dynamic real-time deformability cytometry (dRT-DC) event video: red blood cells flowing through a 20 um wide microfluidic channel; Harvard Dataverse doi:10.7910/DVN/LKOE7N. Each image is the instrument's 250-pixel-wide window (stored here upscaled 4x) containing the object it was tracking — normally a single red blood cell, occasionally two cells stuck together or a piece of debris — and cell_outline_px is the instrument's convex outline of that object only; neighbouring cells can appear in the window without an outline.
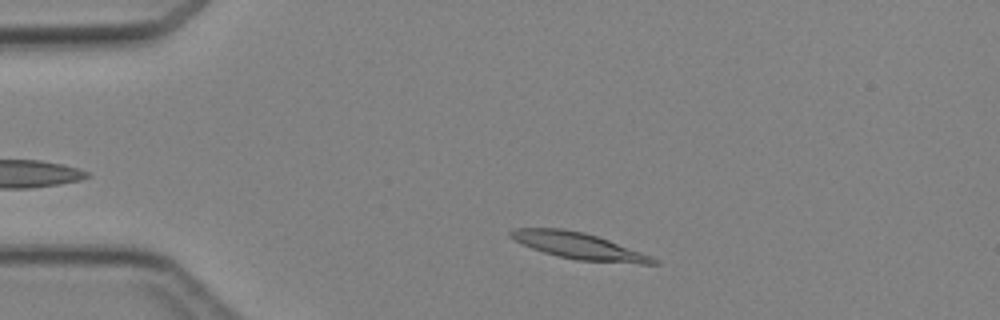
{"species": "Egyptian fruit bat (a non-hibernating species)", "species_latin": "Rousettus aegyptiacus", "temperature_condition": "cold", "stored_images_in_passage": 41, "camera_frame_rate_fps": 3000, "um_per_image_px": 0.085, "animal": {"sex": "female"}, "frame": {"image": 1, "passage_image": 4, "time_ms": 1.0, "image_size_px": [1000, 320], "cell_outline_px": [[660, 264], [640, 264], [576, 260], [544, 252], [532, 248], [508, 236], [508, 232], [516, 228], [564, 228], [584, 232], [608, 240], [652, 256], [660, 260]], "centroid_in_image_um": [49.24, 20.9], "position_along_channel_um": 35.8, "area_um2": 21.85}}
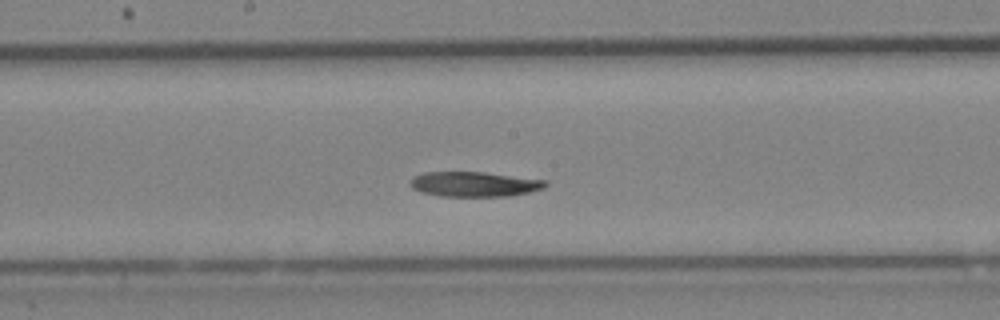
{"frame": {"image": 2, "passage_image": 19, "time_ms": 6.0, "image_size_px": [1000, 320], "cell_outline_px": [[548, 184], [544, 188], [512, 196], [440, 196], [420, 192], [412, 188], [412, 176], [424, 172], [484, 172], [548, 180]], "centroid_in_image_um": [40.34, 15.65], "position_along_channel_um": 207.9, "area_um2": 19.71}}
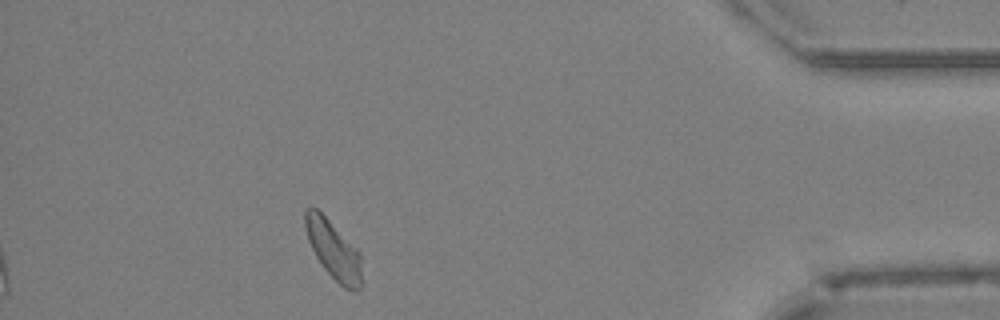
{"frame": {"image": 3, "passage_image": 36, "time_ms": 11.667, "image_size_px": [1000, 320], "cell_outline_px": [[360, 292], [356, 292], [344, 288], [324, 268], [316, 256], [308, 240], [304, 228], [304, 212], [308, 208], [316, 208], [360, 252]], "centroid_in_image_um": [28.32, 21.25], "position_along_channel_um": 406.9, "area_um2": 18.79}}